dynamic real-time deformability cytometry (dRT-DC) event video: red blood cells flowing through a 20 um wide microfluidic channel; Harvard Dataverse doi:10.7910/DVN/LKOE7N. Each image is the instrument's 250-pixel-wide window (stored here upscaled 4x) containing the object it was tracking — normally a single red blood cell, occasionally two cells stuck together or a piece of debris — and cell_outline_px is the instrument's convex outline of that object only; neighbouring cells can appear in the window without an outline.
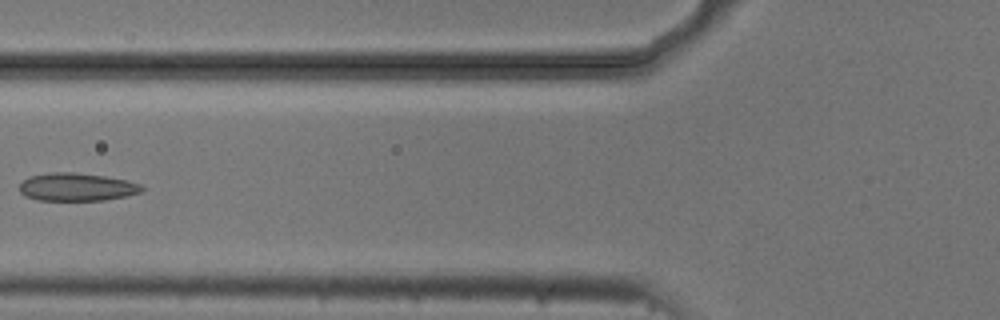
{"species": "common noctule bat (a hibernating species)", "species_latin": "Nyctalus noctula", "temperature_condition": "cold", "stored_images_in_passage": 5, "camera_frame_rate_fps": 3000, "um_per_image_px": 0.085, "animal": {"sex": "male", "body_mass_g": 20.5, "forearm_length_mm": 52.5}, "frame": {"image": 1, "passage_image": 5, "time_ms": 1.333, "image_size_px": [1000, 320], "cell_outline_px": [[144, 192], [128, 196], [104, 200], [36, 200], [24, 196], [20, 192], [20, 184], [28, 176], [52, 172], [72, 172], [104, 176], [128, 180], [140, 184], [144, 188]], "centroid_in_image_um": [6.55, 15.9], "position_along_channel_um": 119.3, "area_um2": 20.11}}